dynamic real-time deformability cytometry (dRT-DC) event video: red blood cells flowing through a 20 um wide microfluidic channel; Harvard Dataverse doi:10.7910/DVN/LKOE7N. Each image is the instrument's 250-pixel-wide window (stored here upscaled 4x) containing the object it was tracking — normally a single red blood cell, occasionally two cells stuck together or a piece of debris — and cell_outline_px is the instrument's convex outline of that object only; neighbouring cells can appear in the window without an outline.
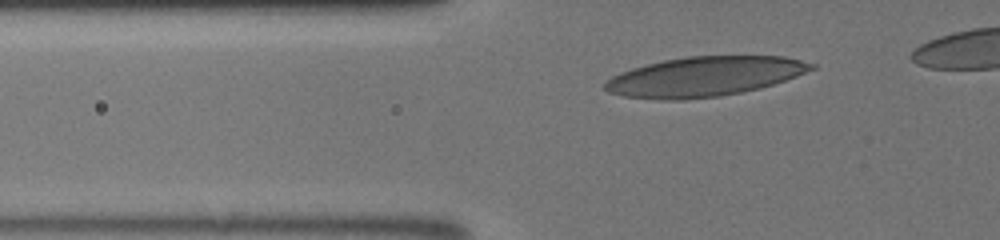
{"species": "human", "species_latin": "Homo sapiens", "temperature_condition": "room temperature", "stored_images_in_passage": 33, "camera_frame_rate_fps": 3000, "um_per_image_px": 0.085, "donor": {"sex": "male"}, "frame": {"image": 1, "passage_image": 5, "time_ms": 1.333, "image_size_px": [1000, 240], "cell_outline_px": [[816, 68], [796, 76], [760, 88], [720, 96], [684, 100], [660, 100], [624, 96], [608, 92], [604, 88], [604, 84], [612, 76], [620, 72], [632, 68], [664, 60], [688, 56], [784, 56], [816, 64]], "centroid_in_image_um": [59.86, 6.51], "position_along_channel_um": 65.9, "area_um2": 47.57}}
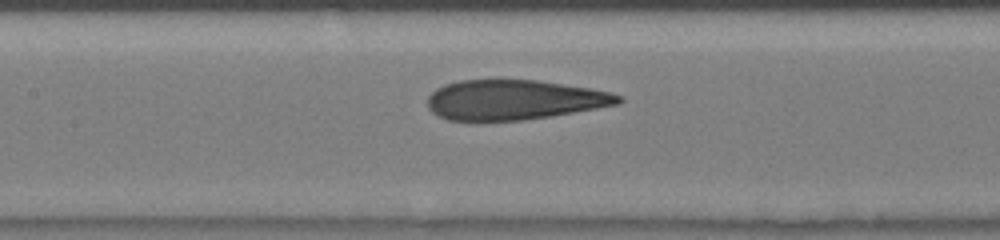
{"frame": {"image": 2, "passage_image": 13, "time_ms": 4.0, "image_size_px": [1000, 240], "cell_outline_px": [[624, 100], [620, 104], [552, 116], [524, 120], [448, 120], [436, 116], [428, 108], [428, 96], [436, 88], [444, 84], [460, 80], [536, 80], [588, 88], [612, 92], [620, 96]], "centroid_in_image_um": [43.69, 8.49], "position_along_channel_um": 163.7, "area_um2": 44.33}}
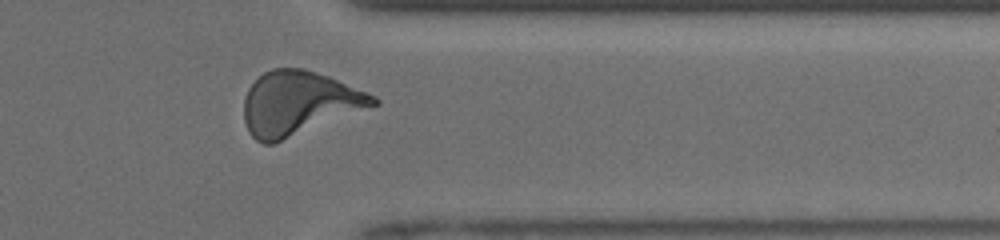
{"frame": {"image": 3, "passage_image": 29, "time_ms": 9.333, "image_size_px": [1000, 240], "cell_outline_px": [[380, 104], [272, 144], [264, 144], [256, 140], [248, 132], [244, 120], [244, 100], [248, 88], [264, 72], [272, 68], [304, 68], [328, 76], [376, 96], [380, 100]], "centroid_in_image_um": [25.39, 8.77], "position_along_channel_um": 386.0, "area_um2": 47.92}}